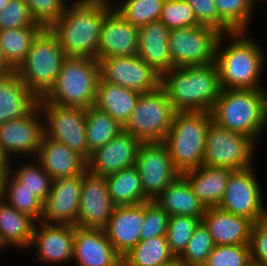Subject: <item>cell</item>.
Wrapping results in <instances>:
<instances>
[{
    "mask_svg": "<svg viewBox=\"0 0 267 266\" xmlns=\"http://www.w3.org/2000/svg\"><path fill=\"white\" fill-rule=\"evenodd\" d=\"M249 33L235 31L220 37L215 63L221 89H267L261 79L267 53Z\"/></svg>",
    "mask_w": 267,
    "mask_h": 266,
    "instance_id": "1",
    "label": "cell"
},
{
    "mask_svg": "<svg viewBox=\"0 0 267 266\" xmlns=\"http://www.w3.org/2000/svg\"><path fill=\"white\" fill-rule=\"evenodd\" d=\"M113 8L111 0H72L49 27L66 57L97 59L102 24Z\"/></svg>",
    "mask_w": 267,
    "mask_h": 266,
    "instance_id": "2",
    "label": "cell"
},
{
    "mask_svg": "<svg viewBox=\"0 0 267 266\" xmlns=\"http://www.w3.org/2000/svg\"><path fill=\"white\" fill-rule=\"evenodd\" d=\"M160 86L176 112H210L221 92L216 63L175 67L161 76Z\"/></svg>",
    "mask_w": 267,
    "mask_h": 266,
    "instance_id": "3",
    "label": "cell"
},
{
    "mask_svg": "<svg viewBox=\"0 0 267 266\" xmlns=\"http://www.w3.org/2000/svg\"><path fill=\"white\" fill-rule=\"evenodd\" d=\"M212 121L258 143L267 131V89H221Z\"/></svg>",
    "mask_w": 267,
    "mask_h": 266,
    "instance_id": "4",
    "label": "cell"
},
{
    "mask_svg": "<svg viewBox=\"0 0 267 266\" xmlns=\"http://www.w3.org/2000/svg\"><path fill=\"white\" fill-rule=\"evenodd\" d=\"M100 64L97 59L66 57L50 91L39 101L87 109L95 104Z\"/></svg>",
    "mask_w": 267,
    "mask_h": 266,
    "instance_id": "5",
    "label": "cell"
},
{
    "mask_svg": "<svg viewBox=\"0 0 267 266\" xmlns=\"http://www.w3.org/2000/svg\"><path fill=\"white\" fill-rule=\"evenodd\" d=\"M212 115L204 112H176L164 140L175 168L183 174L203 164L206 136Z\"/></svg>",
    "mask_w": 267,
    "mask_h": 266,
    "instance_id": "6",
    "label": "cell"
},
{
    "mask_svg": "<svg viewBox=\"0 0 267 266\" xmlns=\"http://www.w3.org/2000/svg\"><path fill=\"white\" fill-rule=\"evenodd\" d=\"M65 58L55 35L49 28H44L16 72L26 87L41 99L55 84Z\"/></svg>",
    "mask_w": 267,
    "mask_h": 266,
    "instance_id": "7",
    "label": "cell"
},
{
    "mask_svg": "<svg viewBox=\"0 0 267 266\" xmlns=\"http://www.w3.org/2000/svg\"><path fill=\"white\" fill-rule=\"evenodd\" d=\"M258 144L251 136L233 132L211 121L206 136L203 164L234 171L255 166Z\"/></svg>",
    "mask_w": 267,
    "mask_h": 266,
    "instance_id": "8",
    "label": "cell"
},
{
    "mask_svg": "<svg viewBox=\"0 0 267 266\" xmlns=\"http://www.w3.org/2000/svg\"><path fill=\"white\" fill-rule=\"evenodd\" d=\"M175 113L166 92L159 86L140 94L136 108L123 129L141 143L164 142Z\"/></svg>",
    "mask_w": 267,
    "mask_h": 266,
    "instance_id": "9",
    "label": "cell"
},
{
    "mask_svg": "<svg viewBox=\"0 0 267 266\" xmlns=\"http://www.w3.org/2000/svg\"><path fill=\"white\" fill-rule=\"evenodd\" d=\"M222 33L208 26L170 30L169 51L175 67L215 63L217 45Z\"/></svg>",
    "mask_w": 267,
    "mask_h": 266,
    "instance_id": "10",
    "label": "cell"
},
{
    "mask_svg": "<svg viewBox=\"0 0 267 266\" xmlns=\"http://www.w3.org/2000/svg\"><path fill=\"white\" fill-rule=\"evenodd\" d=\"M258 177L254 166L233 171L218 207L253 223L267 218L265 195Z\"/></svg>",
    "mask_w": 267,
    "mask_h": 266,
    "instance_id": "11",
    "label": "cell"
},
{
    "mask_svg": "<svg viewBox=\"0 0 267 266\" xmlns=\"http://www.w3.org/2000/svg\"><path fill=\"white\" fill-rule=\"evenodd\" d=\"M38 105L44 122V136L68 145L88 160L86 109L59 106L47 101H38Z\"/></svg>",
    "mask_w": 267,
    "mask_h": 266,
    "instance_id": "12",
    "label": "cell"
},
{
    "mask_svg": "<svg viewBox=\"0 0 267 266\" xmlns=\"http://www.w3.org/2000/svg\"><path fill=\"white\" fill-rule=\"evenodd\" d=\"M135 167L140 174L143 193L150 201L182 175L173 165L164 142L141 143Z\"/></svg>",
    "mask_w": 267,
    "mask_h": 266,
    "instance_id": "13",
    "label": "cell"
},
{
    "mask_svg": "<svg viewBox=\"0 0 267 266\" xmlns=\"http://www.w3.org/2000/svg\"><path fill=\"white\" fill-rule=\"evenodd\" d=\"M43 137L44 122L39 105L24 117L0 125V144L15 161L22 157L35 158Z\"/></svg>",
    "mask_w": 267,
    "mask_h": 266,
    "instance_id": "14",
    "label": "cell"
},
{
    "mask_svg": "<svg viewBox=\"0 0 267 266\" xmlns=\"http://www.w3.org/2000/svg\"><path fill=\"white\" fill-rule=\"evenodd\" d=\"M99 64L100 77L108 83L140 93L160 86L161 76L137 55L104 58Z\"/></svg>",
    "mask_w": 267,
    "mask_h": 266,
    "instance_id": "15",
    "label": "cell"
},
{
    "mask_svg": "<svg viewBox=\"0 0 267 266\" xmlns=\"http://www.w3.org/2000/svg\"><path fill=\"white\" fill-rule=\"evenodd\" d=\"M75 226L36 222L31 244L36 262L46 266L72 263Z\"/></svg>",
    "mask_w": 267,
    "mask_h": 266,
    "instance_id": "16",
    "label": "cell"
},
{
    "mask_svg": "<svg viewBox=\"0 0 267 266\" xmlns=\"http://www.w3.org/2000/svg\"><path fill=\"white\" fill-rule=\"evenodd\" d=\"M83 173L52 179L51 189L43 202L41 222L76 226L82 192Z\"/></svg>",
    "mask_w": 267,
    "mask_h": 266,
    "instance_id": "17",
    "label": "cell"
},
{
    "mask_svg": "<svg viewBox=\"0 0 267 266\" xmlns=\"http://www.w3.org/2000/svg\"><path fill=\"white\" fill-rule=\"evenodd\" d=\"M114 205L105 177L83 172L82 192L79 202L80 228L104 229L112 216Z\"/></svg>",
    "mask_w": 267,
    "mask_h": 266,
    "instance_id": "18",
    "label": "cell"
},
{
    "mask_svg": "<svg viewBox=\"0 0 267 266\" xmlns=\"http://www.w3.org/2000/svg\"><path fill=\"white\" fill-rule=\"evenodd\" d=\"M141 142L130 133L122 131L117 137L91 153L87 171L96 176L118 172L135 166Z\"/></svg>",
    "mask_w": 267,
    "mask_h": 266,
    "instance_id": "19",
    "label": "cell"
},
{
    "mask_svg": "<svg viewBox=\"0 0 267 266\" xmlns=\"http://www.w3.org/2000/svg\"><path fill=\"white\" fill-rule=\"evenodd\" d=\"M138 35L139 27L133 26L113 8L102 24L97 60L137 55Z\"/></svg>",
    "mask_w": 267,
    "mask_h": 266,
    "instance_id": "20",
    "label": "cell"
},
{
    "mask_svg": "<svg viewBox=\"0 0 267 266\" xmlns=\"http://www.w3.org/2000/svg\"><path fill=\"white\" fill-rule=\"evenodd\" d=\"M72 262L77 266H122V257L104 229L75 226Z\"/></svg>",
    "mask_w": 267,
    "mask_h": 266,
    "instance_id": "21",
    "label": "cell"
},
{
    "mask_svg": "<svg viewBox=\"0 0 267 266\" xmlns=\"http://www.w3.org/2000/svg\"><path fill=\"white\" fill-rule=\"evenodd\" d=\"M144 219V202L114 208L104 230L108 240L121 257L141 241Z\"/></svg>",
    "mask_w": 267,
    "mask_h": 266,
    "instance_id": "22",
    "label": "cell"
},
{
    "mask_svg": "<svg viewBox=\"0 0 267 266\" xmlns=\"http://www.w3.org/2000/svg\"><path fill=\"white\" fill-rule=\"evenodd\" d=\"M170 29L161 21L139 27L137 56L160 76L175 68L169 51Z\"/></svg>",
    "mask_w": 267,
    "mask_h": 266,
    "instance_id": "23",
    "label": "cell"
},
{
    "mask_svg": "<svg viewBox=\"0 0 267 266\" xmlns=\"http://www.w3.org/2000/svg\"><path fill=\"white\" fill-rule=\"evenodd\" d=\"M202 221L208 227L215 245H249L253 222L219 207H209Z\"/></svg>",
    "mask_w": 267,
    "mask_h": 266,
    "instance_id": "24",
    "label": "cell"
},
{
    "mask_svg": "<svg viewBox=\"0 0 267 266\" xmlns=\"http://www.w3.org/2000/svg\"><path fill=\"white\" fill-rule=\"evenodd\" d=\"M36 160L51 179L72 177L87 171V160L64 143L43 137Z\"/></svg>",
    "mask_w": 267,
    "mask_h": 266,
    "instance_id": "25",
    "label": "cell"
},
{
    "mask_svg": "<svg viewBox=\"0 0 267 266\" xmlns=\"http://www.w3.org/2000/svg\"><path fill=\"white\" fill-rule=\"evenodd\" d=\"M38 101L16 71L0 76V125L24 117L38 105Z\"/></svg>",
    "mask_w": 267,
    "mask_h": 266,
    "instance_id": "26",
    "label": "cell"
},
{
    "mask_svg": "<svg viewBox=\"0 0 267 266\" xmlns=\"http://www.w3.org/2000/svg\"><path fill=\"white\" fill-rule=\"evenodd\" d=\"M36 222L29 214L17 211L5 200L0 201V249L26 251L31 244Z\"/></svg>",
    "mask_w": 267,
    "mask_h": 266,
    "instance_id": "27",
    "label": "cell"
},
{
    "mask_svg": "<svg viewBox=\"0 0 267 266\" xmlns=\"http://www.w3.org/2000/svg\"><path fill=\"white\" fill-rule=\"evenodd\" d=\"M233 171L202 164L199 168L185 171L182 175L190 183L203 205L209 208L220 205L228 179Z\"/></svg>",
    "mask_w": 267,
    "mask_h": 266,
    "instance_id": "28",
    "label": "cell"
},
{
    "mask_svg": "<svg viewBox=\"0 0 267 266\" xmlns=\"http://www.w3.org/2000/svg\"><path fill=\"white\" fill-rule=\"evenodd\" d=\"M153 201L170 216H193L201 221L207 209L183 175H180Z\"/></svg>",
    "mask_w": 267,
    "mask_h": 266,
    "instance_id": "29",
    "label": "cell"
},
{
    "mask_svg": "<svg viewBox=\"0 0 267 266\" xmlns=\"http://www.w3.org/2000/svg\"><path fill=\"white\" fill-rule=\"evenodd\" d=\"M140 94L138 91L108 83L100 77L94 106L107 112L124 126L136 108Z\"/></svg>",
    "mask_w": 267,
    "mask_h": 266,
    "instance_id": "30",
    "label": "cell"
},
{
    "mask_svg": "<svg viewBox=\"0 0 267 266\" xmlns=\"http://www.w3.org/2000/svg\"><path fill=\"white\" fill-rule=\"evenodd\" d=\"M122 266H177L166 236L141 240L122 257Z\"/></svg>",
    "mask_w": 267,
    "mask_h": 266,
    "instance_id": "31",
    "label": "cell"
},
{
    "mask_svg": "<svg viewBox=\"0 0 267 266\" xmlns=\"http://www.w3.org/2000/svg\"><path fill=\"white\" fill-rule=\"evenodd\" d=\"M115 206L136 205L150 201L143 193L140 174L135 166L105 176Z\"/></svg>",
    "mask_w": 267,
    "mask_h": 266,
    "instance_id": "32",
    "label": "cell"
},
{
    "mask_svg": "<svg viewBox=\"0 0 267 266\" xmlns=\"http://www.w3.org/2000/svg\"><path fill=\"white\" fill-rule=\"evenodd\" d=\"M123 126L107 112L91 106L86 109V142L89 148V158L96 149L104 146L117 137Z\"/></svg>",
    "mask_w": 267,
    "mask_h": 266,
    "instance_id": "33",
    "label": "cell"
},
{
    "mask_svg": "<svg viewBox=\"0 0 267 266\" xmlns=\"http://www.w3.org/2000/svg\"><path fill=\"white\" fill-rule=\"evenodd\" d=\"M44 27L0 30V46L8 64L16 69L24 62L31 45Z\"/></svg>",
    "mask_w": 267,
    "mask_h": 266,
    "instance_id": "34",
    "label": "cell"
},
{
    "mask_svg": "<svg viewBox=\"0 0 267 266\" xmlns=\"http://www.w3.org/2000/svg\"><path fill=\"white\" fill-rule=\"evenodd\" d=\"M19 160H21L22 163L20 162L18 164V161H12L10 174L20 182L23 187L33 191L34 195L44 202L51 189V177L36 158H30V161L28 159H26V161L25 159Z\"/></svg>",
    "mask_w": 267,
    "mask_h": 266,
    "instance_id": "35",
    "label": "cell"
},
{
    "mask_svg": "<svg viewBox=\"0 0 267 266\" xmlns=\"http://www.w3.org/2000/svg\"><path fill=\"white\" fill-rule=\"evenodd\" d=\"M220 19L233 31H249L259 0H215Z\"/></svg>",
    "mask_w": 267,
    "mask_h": 266,
    "instance_id": "36",
    "label": "cell"
},
{
    "mask_svg": "<svg viewBox=\"0 0 267 266\" xmlns=\"http://www.w3.org/2000/svg\"><path fill=\"white\" fill-rule=\"evenodd\" d=\"M165 0H111L118 13L133 26L159 21Z\"/></svg>",
    "mask_w": 267,
    "mask_h": 266,
    "instance_id": "37",
    "label": "cell"
},
{
    "mask_svg": "<svg viewBox=\"0 0 267 266\" xmlns=\"http://www.w3.org/2000/svg\"><path fill=\"white\" fill-rule=\"evenodd\" d=\"M4 200L17 211L29 214L37 222L42 218L43 202L34 192L23 187L11 174L5 179Z\"/></svg>",
    "mask_w": 267,
    "mask_h": 266,
    "instance_id": "38",
    "label": "cell"
},
{
    "mask_svg": "<svg viewBox=\"0 0 267 266\" xmlns=\"http://www.w3.org/2000/svg\"><path fill=\"white\" fill-rule=\"evenodd\" d=\"M214 247L208 227L200 221L186 249L177 258V266H203Z\"/></svg>",
    "mask_w": 267,
    "mask_h": 266,
    "instance_id": "39",
    "label": "cell"
},
{
    "mask_svg": "<svg viewBox=\"0 0 267 266\" xmlns=\"http://www.w3.org/2000/svg\"><path fill=\"white\" fill-rule=\"evenodd\" d=\"M200 221L199 218L193 216H170L166 238L170 251L176 258L186 249L188 241Z\"/></svg>",
    "mask_w": 267,
    "mask_h": 266,
    "instance_id": "40",
    "label": "cell"
},
{
    "mask_svg": "<svg viewBox=\"0 0 267 266\" xmlns=\"http://www.w3.org/2000/svg\"><path fill=\"white\" fill-rule=\"evenodd\" d=\"M159 21L170 30L199 25L194 10L186 0H165Z\"/></svg>",
    "mask_w": 267,
    "mask_h": 266,
    "instance_id": "41",
    "label": "cell"
},
{
    "mask_svg": "<svg viewBox=\"0 0 267 266\" xmlns=\"http://www.w3.org/2000/svg\"><path fill=\"white\" fill-rule=\"evenodd\" d=\"M250 245H215L203 266H251Z\"/></svg>",
    "mask_w": 267,
    "mask_h": 266,
    "instance_id": "42",
    "label": "cell"
},
{
    "mask_svg": "<svg viewBox=\"0 0 267 266\" xmlns=\"http://www.w3.org/2000/svg\"><path fill=\"white\" fill-rule=\"evenodd\" d=\"M25 27H43L33 19L25 0H10L0 11V30Z\"/></svg>",
    "mask_w": 267,
    "mask_h": 266,
    "instance_id": "43",
    "label": "cell"
},
{
    "mask_svg": "<svg viewBox=\"0 0 267 266\" xmlns=\"http://www.w3.org/2000/svg\"><path fill=\"white\" fill-rule=\"evenodd\" d=\"M144 223L141 228V240L166 236L170 215L154 201L144 202Z\"/></svg>",
    "mask_w": 267,
    "mask_h": 266,
    "instance_id": "44",
    "label": "cell"
},
{
    "mask_svg": "<svg viewBox=\"0 0 267 266\" xmlns=\"http://www.w3.org/2000/svg\"><path fill=\"white\" fill-rule=\"evenodd\" d=\"M36 23L49 28L66 10L72 0H25Z\"/></svg>",
    "mask_w": 267,
    "mask_h": 266,
    "instance_id": "45",
    "label": "cell"
},
{
    "mask_svg": "<svg viewBox=\"0 0 267 266\" xmlns=\"http://www.w3.org/2000/svg\"><path fill=\"white\" fill-rule=\"evenodd\" d=\"M194 10L198 24L215 28L222 34L233 32L219 17L215 0H186Z\"/></svg>",
    "mask_w": 267,
    "mask_h": 266,
    "instance_id": "46",
    "label": "cell"
},
{
    "mask_svg": "<svg viewBox=\"0 0 267 266\" xmlns=\"http://www.w3.org/2000/svg\"><path fill=\"white\" fill-rule=\"evenodd\" d=\"M249 245L252 264L267 266V218L253 223Z\"/></svg>",
    "mask_w": 267,
    "mask_h": 266,
    "instance_id": "47",
    "label": "cell"
},
{
    "mask_svg": "<svg viewBox=\"0 0 267 266\" xmlns=\"http://www.w3.org/2000/svg\"><path fill=\"white\" fill-rule=\"evenodd\" d=\"M12 161L0 144V175L10 174Z\"/></svg>",
    "mask_w": 267,
    "mask_h": 266,
    "instance_id": "48",
    "label": "cell"
},
{
    "mask_svg": "<svg viewBox=\"0 0 267 266\" xmlns=\"http://www.w3.org/2000/svg\"><path fill=\"white\" fill-rule=\"evenodd\" d=\"M13 71L15 70L8 64L3 54L2 47L0 46V76L9 74Z\"/></svg>",
    "mask_w": 267,
    "mask_h": 266,
    "instance_id": "49",
    "label": "cell"
},
{
    "mask_svg": "<svg viewBox=\"0 0 267 266\" xmlns=\"http://www.w3.org/2000/svg\"><path fill=\"white\" fill-rule=\"evenodd\" d=\"M8 175H0V201L4 200V184Z\"/></svg>",
    "mask_w": 267,
    "mask_h": 266,
    "instance_id": "50",
    "label": "cell"
},
{
    "mask_svg": "<svg viewBox=\"0 0 267 266\" xmlns=\"http://www.w3.org/2000/svg\"><path fill=\"white\" fill-rule=\"evenodd\" d=\"M10 0H0V11H2L8 4Z\"/></svg>",
    "mask_w": 267,
    "mask_h": 266,
    "instance_id": "51",
    "label": "cell"
}]
</instances>
